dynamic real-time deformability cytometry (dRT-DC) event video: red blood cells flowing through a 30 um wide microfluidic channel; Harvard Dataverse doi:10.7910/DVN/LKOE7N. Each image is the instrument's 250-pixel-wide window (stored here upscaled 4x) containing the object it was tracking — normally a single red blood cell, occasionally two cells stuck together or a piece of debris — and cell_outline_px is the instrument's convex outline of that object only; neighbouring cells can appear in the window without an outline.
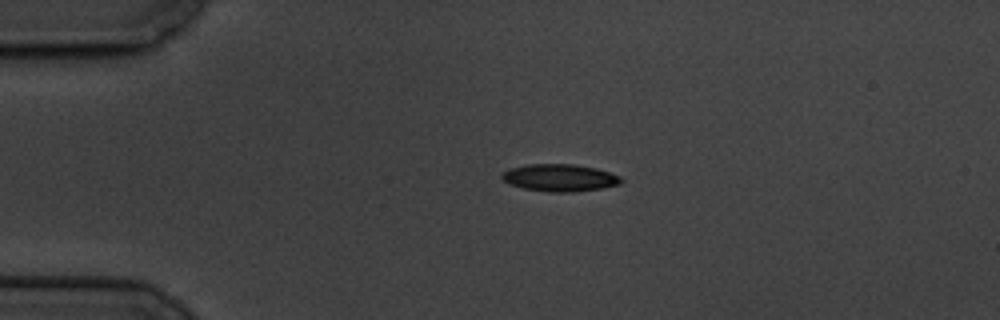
{"species": "common noctule bat (a hibernating species)", "species_latin": "Nyctalus noctula", "temperature_condition": "cold", "stored_images_in_passage": 2, "camera_frame_rate_fps": 3000, "um_per_image_px": 0.085, "animal": {"sex": "male", "body_mass_g": 19.5, "forearm_length_mm": 54.6}, "frame": {"image": 1, "passage_image": 1, "time_ms": 0.0, "image_size_px": [1000, 320], "cell_outline_px": [[624, 180], [620, 184], [604, 188], [572, 192], [548, 192], [524, 188], [508, 184], [500, 176], [504, 172], [512, 168], [528, 164], [572, 164], [596, 168], [620, 176]], "centroid_in_image_um": [47.6, 15.11], "position_along_channel_um": 37.4, "area_um2": 18.9}}